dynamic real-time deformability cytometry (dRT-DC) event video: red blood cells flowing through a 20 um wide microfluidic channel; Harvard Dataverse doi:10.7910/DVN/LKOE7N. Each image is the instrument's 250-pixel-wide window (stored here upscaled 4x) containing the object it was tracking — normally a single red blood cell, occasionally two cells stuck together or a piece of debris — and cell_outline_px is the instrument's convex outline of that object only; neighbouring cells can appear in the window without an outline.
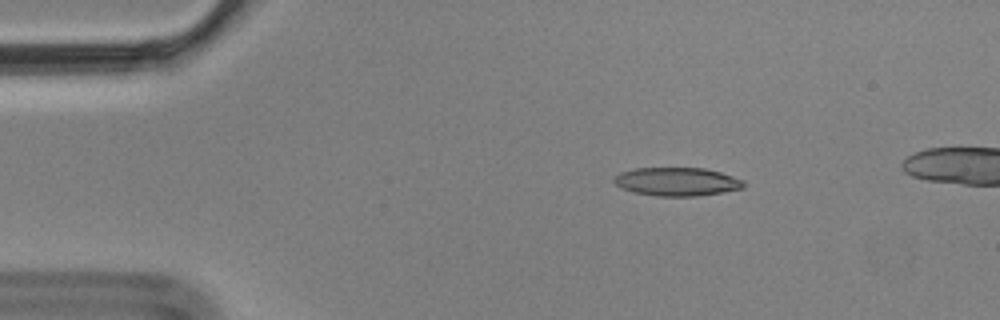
{"species": "Egyptian fruit bat (a non-hibernating species)", "species_latin": "Rousettus aegyptiacus", "temperature_condition": "cold", "stored_images_in_passage": 6, "camera_frame_rate_fps": 3000, "um_per_image_px": 0.085, "animal": {"sex": "male"}, "frame": {"image": 1, "passage_image": 3, "time_ms": 0.667, "image_size_px": [1000, 320], "cell_outline_px": [[744, 188], [724, 192], [696, 196], [656, 196], [632, 192], [620, 188], [612, 180], [620, 172], [636, 168], [704, 168], [720, 172], [744, 180]], "centroid_in_image_um": [57.53, 15.45], "position_along_channel_um": 27.5, "area_um2": 21.56}}